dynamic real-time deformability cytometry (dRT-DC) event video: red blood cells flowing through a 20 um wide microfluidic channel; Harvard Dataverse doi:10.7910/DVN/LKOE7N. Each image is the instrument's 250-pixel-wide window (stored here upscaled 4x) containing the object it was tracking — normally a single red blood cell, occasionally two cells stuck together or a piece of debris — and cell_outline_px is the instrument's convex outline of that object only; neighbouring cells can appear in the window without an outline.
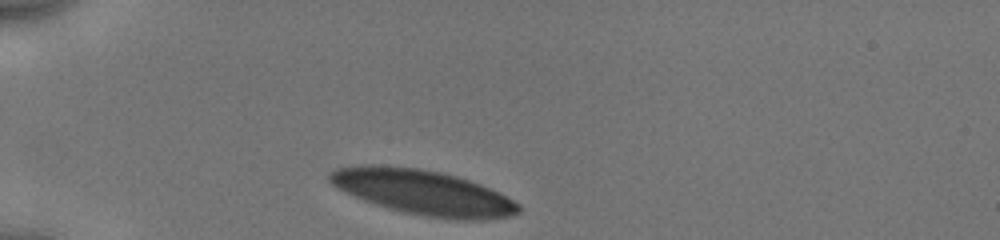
{"species": "human", "species_latin": "Homo sapiens", "temperature_condition": "cold", "stored_images_in_passage": 24, "camera_frame_rate_fps": 3000, "um_per_image_px": 0.085, "donor": {"sex": "male"}, "frame": {"image": 1, "passage_image": 1, "time_ms": 0.0, "image_size_px": [1000, 240], "cell_outline_px": [[520, 212], [508, 216], [480, 220], [456, 220], [428, 216], [404, 212], [388, 208], [364, 200], [332, 184], [328, 180], [328, 172], [336, 168], [364, 164], [372, 164], [420, 168], [440, 172], [456, 176], [480, 184], [520, 204]], "centroid_in_image_um": [35.94, 16.34], "position_along_channel_um": 49.1, "area_um2": 48.9}}
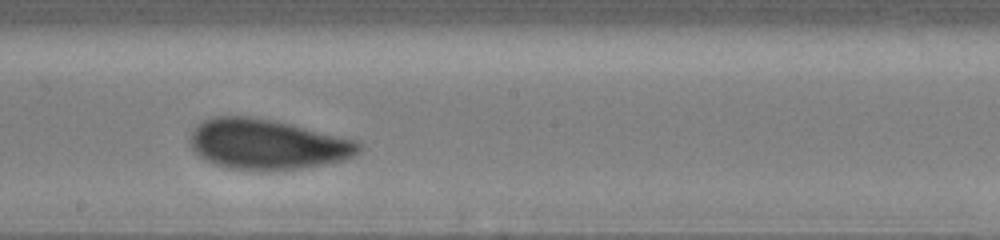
{"frame": {"image": 2, "passage_image": 13, "time_ms": 5.333, "image_size_px": [1000, 240], "cell_outline_px": [[360, 152], [344, 160], [324, 164], [300, 168], [268, 172], [228, 168], [204, 160], [192, 148], [188, 140], [196, 124], [212, 116], [252, 116], [292, 124], [356, 140], [360, 144]], "centroid_in_image_um": [22.68, 12.27], "position_along_channel_um": 225.5, "area_um2": 49.77}}
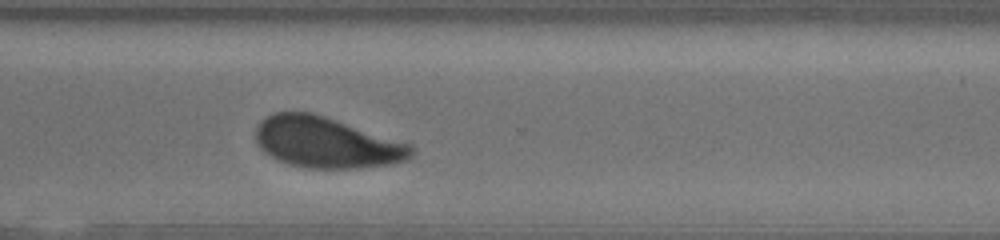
{"frame": {"image": 3, "passage_image": 24, "time_ms": 8.333, "image_size_px": [1000, 240], "cell_outline_px": [[416, 152], [408, 160], [388, 164], [360, 168], [308, 168], [276, 160], [264, 152], [256, 144], [256, 128], [260, 120], [264, 116], [272, 112], [312, 112], [412, 144], [416, 148]], "centroid_in_image_um": [27.75, 12.1], "position_along_channel_um": 342.9, "area_um2": 46.47}}